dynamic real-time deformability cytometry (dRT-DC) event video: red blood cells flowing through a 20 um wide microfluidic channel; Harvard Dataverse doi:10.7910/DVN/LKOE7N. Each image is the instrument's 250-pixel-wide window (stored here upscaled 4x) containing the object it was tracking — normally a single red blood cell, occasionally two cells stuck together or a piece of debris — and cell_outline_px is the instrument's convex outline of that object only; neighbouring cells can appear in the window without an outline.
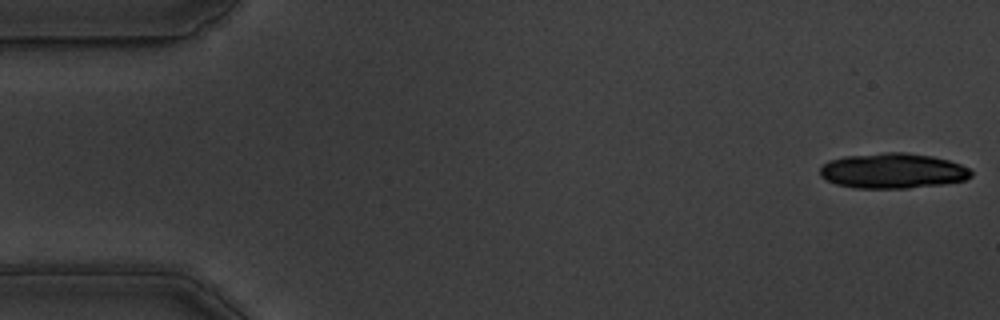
{"species": "common noctule bat (a hibernating species)", "species_latin": "Nyctalus noctula", "temperature_condition": "warm", "stored_images_in_passage": 29, "camera_frame_rate_fps": 3000, "um_per_image_px": 0.085, "animal": {"sex": "male", "body_mass_g": 19.5, "forearm_length_mm": 54.6}, "frame": {"image": 1, "passage_image": 1, "time_ms": 0.0, "image_size_px": [1000, 320], "cell_outline_px": [[972, 176], [964, 180], [944, 184], [908, 188], [856, 188], [836, 184], [820, 176], [820, 168], [828, 160], [844, 156], [884, 152], [904, 152], [932, 156], [948, 160], [960, 164], [968, 168], [972, 172]], "centroid_in_image_um": [75.88, 14.51], "position_along_channel_um": 9.1, "area_um2": 31.1}}
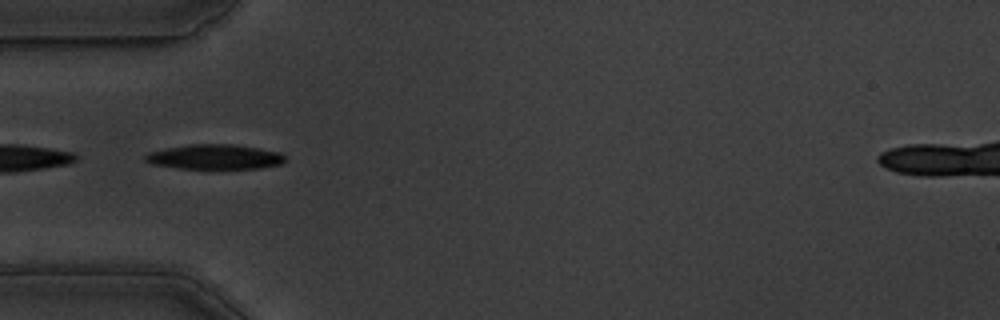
{"frame": {"image": 2, "passage_image": 17, "time_ms": 5.333, "image_size_px": [1000, 320], "cell_outline_px": [[288, 160], [284, 164], [260, 168], [180, 168], [152, 164], [144, 160], [144, 156], [148, 152], [164, 148], [188, 144], [236, 144], [280, 152]], "centroid_in_image_um": [18.28, 13.32], "position_along_channel_um": 66.7, "area_um2": 20.4}}
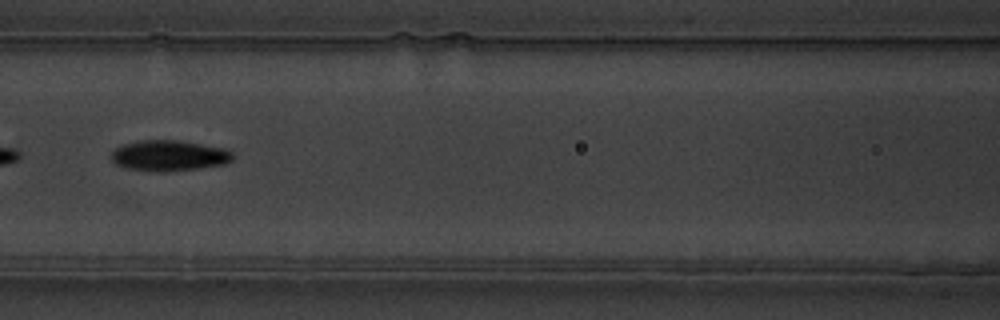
{"frame": {"image": 3, "passage_image": 24, "time_ms": 7.667, "image_size_px": [1000, 320], "cell_outline_px": [[232, 160], [224, 164], [196, 168], [164, 172], [152, 172], [128, 168], [116, 164], [112, 160], [112, 152], [116, 148], [124, 144], [140, 140], [176, 140], [224, 148], [232, 152]], "centroid_in_image_um": [14.35, 13.23], "position_along_channel_um": 152.3, "area_um2": 21.5}}